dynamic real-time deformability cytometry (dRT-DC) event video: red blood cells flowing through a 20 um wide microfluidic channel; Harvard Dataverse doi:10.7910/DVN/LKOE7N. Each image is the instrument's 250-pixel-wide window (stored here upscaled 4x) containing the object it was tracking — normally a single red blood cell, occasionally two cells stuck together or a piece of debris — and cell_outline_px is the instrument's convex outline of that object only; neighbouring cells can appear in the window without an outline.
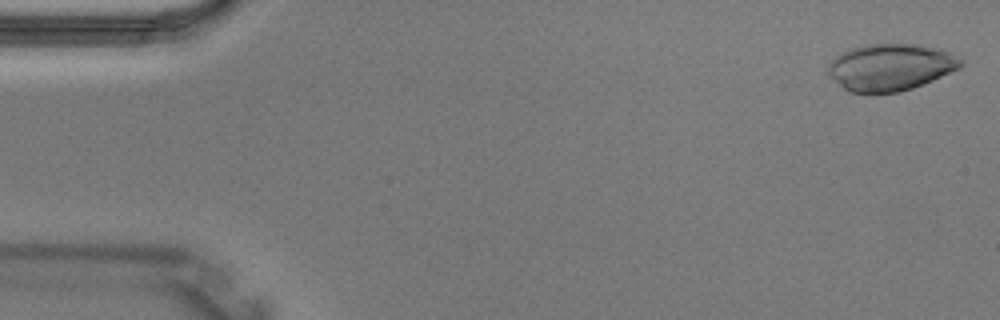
{"species": "Egyptian fruit bat (a non-hibernating species)", "species_latin": "Rousettus aegyptiacus", "temperature_condition": "warm", "stored_images_in_passage": 3, "camera_frame_rate_fps": 3000, "um_per_image_px": 0.085, "animal": {"sex": "male"}, "frame": {"image": 1, "passage_image": 3, "time_ms": 0.667, "image_size_px": [1000, 320], "cell_outline_px": [[964, 64], [960, 68], [932, 80], [912, 88], [900, 92], [848, 92], [828, 72], [828, 64], [836, 56], [852, 48], [868, 44], [912, 44], [940, 48], [948, 52], [960, 60]], "centroid_in_image_um": [75.7, 5.7], "position_along_channel_um": 9.3, "area_um2": 35.6}}